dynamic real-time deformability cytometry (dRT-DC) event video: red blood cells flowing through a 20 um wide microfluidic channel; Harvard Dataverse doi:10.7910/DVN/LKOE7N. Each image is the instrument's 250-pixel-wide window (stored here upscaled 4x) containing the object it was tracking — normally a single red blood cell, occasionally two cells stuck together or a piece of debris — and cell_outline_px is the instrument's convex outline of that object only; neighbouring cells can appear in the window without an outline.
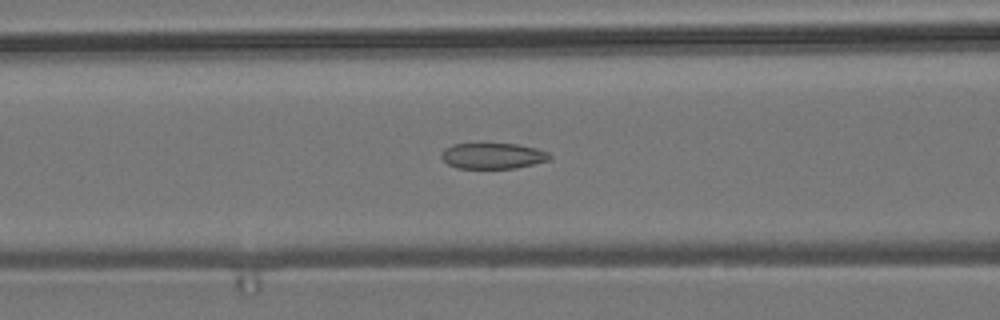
{"species": "common noctule bat (a hibernating species)", "species_latin": "Nyctalus noctula", "temperature_condition": "room temperature", "stored_images_in_passage": 40, "camera_frame_rate_fps": 3000, "um_per_image_px": 0.085, "animal": {"sex": "male", "body_mass_g": 19.2, "forearm_length_mm": 51.8}, "frame": {"image": 1, "passage_image": 14, "time_ms": 4.333, "image_size_px": [1000, 320], "cell_outline_px": [[552, 156], [548, 160], [516, 168], [456, 168], [448, 164], [440, 156], [444, 148], [452, 144], [516, 144], [536, 148], [548, 152]], "centroid_in_image_um": [41.87, 13.25], "position_along_channel_um": 124.7, "area_um2": 16.18}}
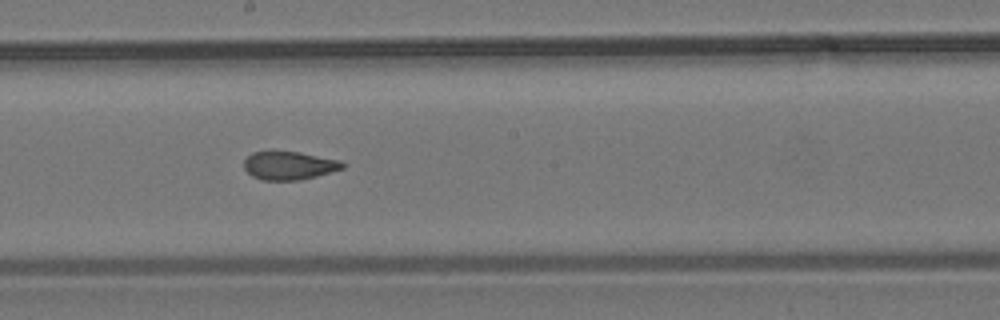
{"frame": {"image": 2, "passage_image": 22, "time_ms": 7.0, "image_size_px": [1000, 320], "cell_outline_px": [[348, 164], [344, 168], [316, 176], [300, 180], [260, 180], [252, 176], [244, 168], [244, 160], [252, 152], [272, 148], [300, 152], [340, 160]], "centroid_in_image_um": [24.55, 14.02], "position_along_channel_um": 223.7, "area_um2": 16.94}}
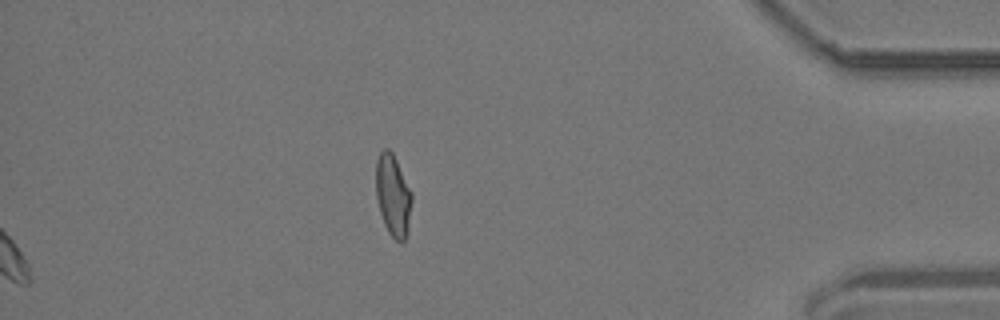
{"frame": {"image": 3, "passage_image": 40, "time_ms": 13.0, "image_size_px": [1000, 320], "cell_outline_px": [[412, 200], [408, 232], [404, 240], [400, 244], [388, 232], [384, 224], [380, 212], [376, 196], [376, 160], [380, 152], [384, 148], [388, 148], [392, 152], [412, 192]], "centroid_in_image_um": [33.41, 16.62], "position_along_channel_um": 401.8, "area_um2": 17.17}, "authors_computed_cell_mechanics": {"area_um2": 17.8313, "velocity_mm_per_s": 3.7007, "shape_relaxation_time_tau1_ms": null, "shape_relaxation_time_tau2_ms": 1.8627, "deformation_change_tau1": null, "deformation_change_tau2": 0.0703}}